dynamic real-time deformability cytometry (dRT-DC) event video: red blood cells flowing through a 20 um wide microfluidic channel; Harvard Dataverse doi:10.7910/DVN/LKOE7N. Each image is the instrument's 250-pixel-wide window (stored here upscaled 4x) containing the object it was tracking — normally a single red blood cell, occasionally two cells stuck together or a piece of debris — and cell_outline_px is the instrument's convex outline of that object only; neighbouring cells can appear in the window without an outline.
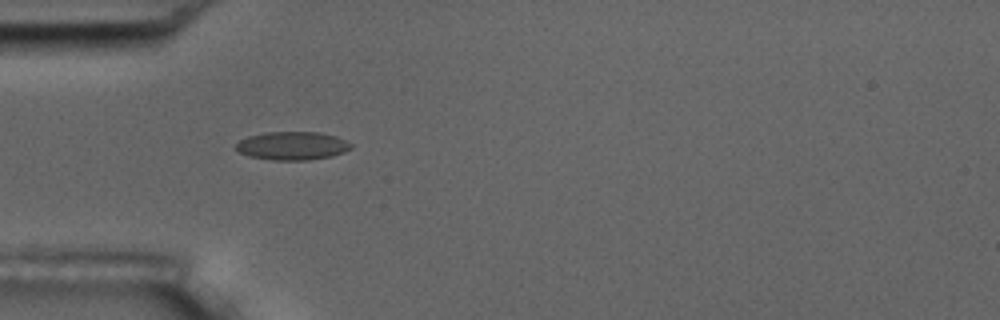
{"species": "common noctule bat (a hibernating species)", "species_latin": "Nyctalus noctula", "temperature_condition": "room temperature", "stored_images_in_passage": 3, "camera_frame_rate_fps": 3000, "um_per_image_px": 0.085, "animal": {"sex": "male", "body_mass_g": 17.5, "forearm_length_mm": 52.3}, "frame": {"image": 1, "passage_image": 1, "time_ms": 0.0, "image_size_px": [1000, 320], "cell_outline_px": [[352, 148], [344, 152], [332, 156], [308, 160], [272, 160], [248, 156], [240, 152], [236, 148], [236, 144], [240, 140], [248, 136], [264, 132], [320, 132], [336, 136], [352, 144]], "centroid_in_image_um": [24.85, 12.39], "position_along_channel_um": 60.1, "area_um2": 19.02}}